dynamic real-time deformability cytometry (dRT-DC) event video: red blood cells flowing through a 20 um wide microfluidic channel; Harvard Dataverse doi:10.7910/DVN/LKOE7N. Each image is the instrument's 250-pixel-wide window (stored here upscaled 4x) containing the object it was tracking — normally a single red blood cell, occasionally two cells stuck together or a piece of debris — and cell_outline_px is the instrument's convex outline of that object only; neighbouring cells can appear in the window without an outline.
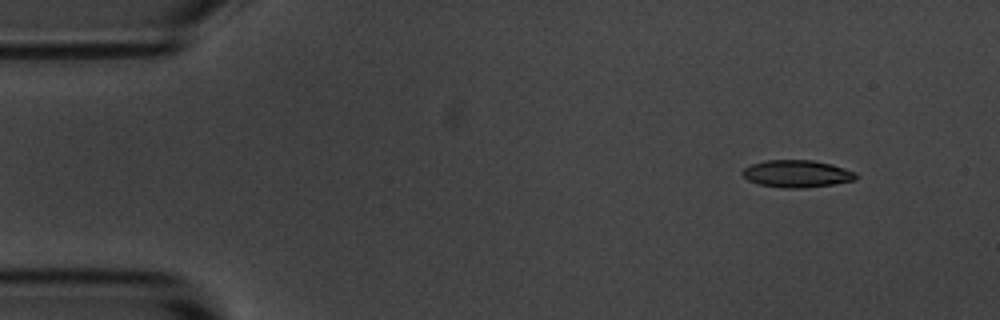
{"species": "common noctule bat (a hibernating species)", "species_latin": "Nyctalus noctula", "temperature_condition": "room temperature", "stored_images_in_passage": 5, "camera_frame_rate_fps": 3000, "um_per_image_px": 0.085, "animal": {"sex": "male", "body_mass_g": 20.1, "forearm_length_mm": 53.5}, "frame": {"image": 1, "passage_image": 2, "time_ms": 1.333, "image_size_px": [1000, 320], "cell_outline_px": [[860, 176], [856, 180], [832, 184], [804, 188], [784, 188], [756, 184], [748, 180], [740, 172], [744, 168], [752, 164], [764, 160], [812, 160], [832, 164], [856, 172]], "centroid_in_image_um": [67.74, 14.77], "position_along_channel_um": 17.3, "area_um2": 18.21}}
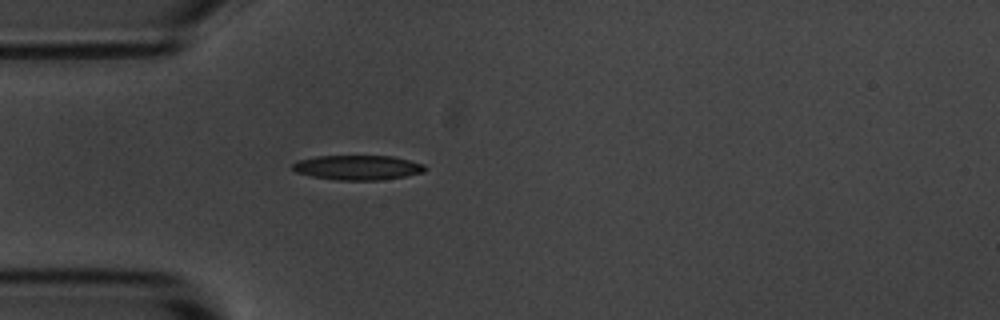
{"frame": {"image": 2, "passage_image": 5, "time_ms": 4.667, "image_size_px": [1000, 320], "cell_outline_px": [[428, 168], [424, 172], [404, 176], [376, 180], [336, 180], [312, 176], [296, 172], [292, 168], [292, 164], [300, 160], [316, 156], [392, 156], [424, 164]], "centroid_in_image_um": [30.41, 14.24], "position_along_channel_um": 54.6, "area_um2": 18.9}}